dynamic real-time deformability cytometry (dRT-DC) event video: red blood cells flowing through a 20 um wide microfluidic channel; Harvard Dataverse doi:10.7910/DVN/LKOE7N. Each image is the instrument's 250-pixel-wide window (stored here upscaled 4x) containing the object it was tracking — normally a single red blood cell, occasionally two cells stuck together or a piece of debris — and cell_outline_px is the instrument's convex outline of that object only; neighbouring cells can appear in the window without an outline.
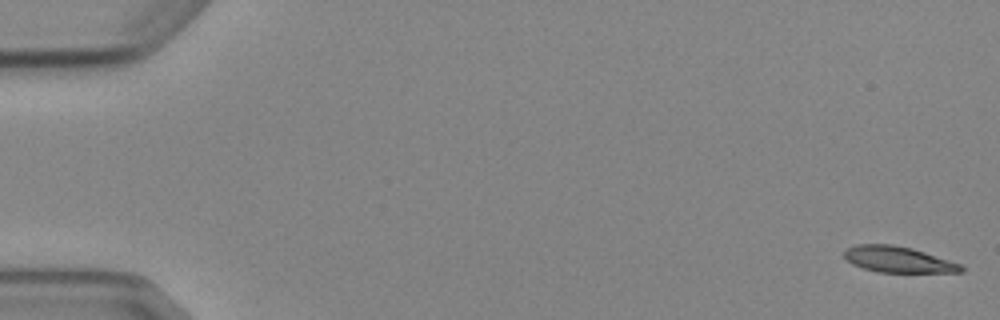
{"species": "Egyptian fruit bat (a non-hibernating species)", "species_latin": "Rousettus aegyptiacus", "temperature_condition": "cold", "stored_images_in_passage": 7, "camera_frame_rate_fps": 3000, "um_per_image_px": 0.085, "animal": {"sex": "female"}, "frame": {"image": 1, "passage_image": 1, "time_ms": 0.0, "image_size_px": [1000, 320], "cell_outline_px": [[964, 272], [876, 272], [852, 264], [844, 256], [844, 252], [848, 248], [856, 244], [892, 244], [912, 248], [960, 264], [964, 268]], "centroid_in_image_um": [76.32, 22.05], "position_along_channel_um": 8.7, "area_um2": 17.51}}
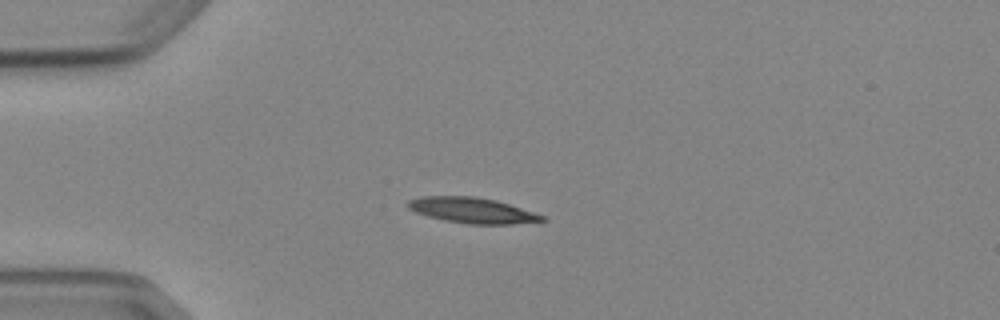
{"frame": {"image": 2, "passage_image": 5, "time_ms": 4.333, "image_size_px": [1000, 320], "cell_outline_px": [[548, 220], [512, 224], [468, 224], [444, 220], [428, 216], [416, 212], [408, 208], [408, 200], [420, 196], [476, 196], [496, 200], [544, 216]], "centroid_in_image_um": [40.11, 17.87], "position_along_channel_um": 44.9, "area_um2": 19.83}}
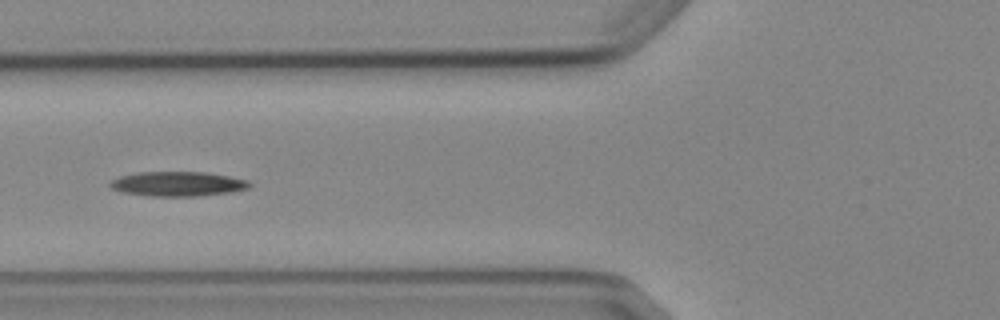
{"frame": {"image": 3, "passage_image": 7, "time_ms": 6.667, "image_size_px": [1000, 320], "cell_outline_px": [[252, 184], [248, 188], [232, 192], [196, 196], [152, 196], [120, 192], [112, 188], [108, 184], [112, 180], [120, 176], [136, 172], [208, 172], [248, 180]], "centroid_in_image_um": [15.1, 15.63], "position_along_channel_um": 110.7, "area_um2": 20.06}}